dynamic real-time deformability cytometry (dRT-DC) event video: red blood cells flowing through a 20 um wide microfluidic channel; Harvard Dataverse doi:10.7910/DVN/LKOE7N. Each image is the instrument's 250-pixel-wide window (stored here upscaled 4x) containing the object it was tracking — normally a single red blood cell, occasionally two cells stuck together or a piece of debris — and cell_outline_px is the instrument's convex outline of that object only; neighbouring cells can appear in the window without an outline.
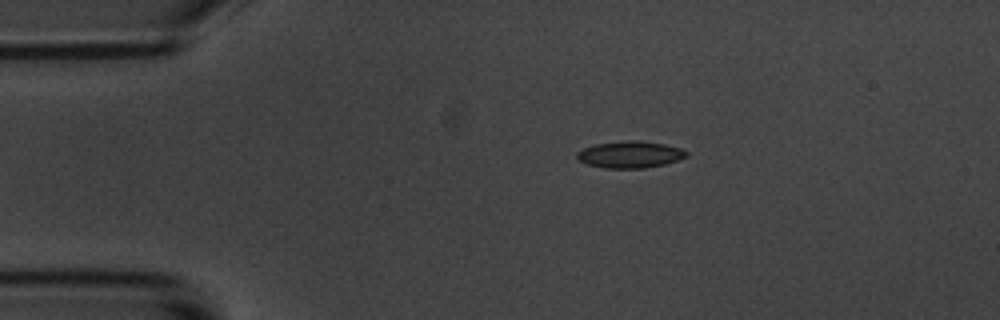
{"species": "common noctule bat (a hibernating species)", "species_latin": "Nyctalus noctula", "temperature_condition": "room temperature", "stored_images_in_passage": 46, "camera_frame_rate_fps": 3000, "um_per_image_px": 0.085, "animal": {"sex": "male", "body_mass_g": 20.1, "forearm_length_mm": 53.5}, "frame": {"image": 1, "passage_image": 1, "time_ms": 0.0, "image_size_px": [1000, 320], "cell_outline_px": [[688, 156], [664, 164], [644, 168], [604, 168], [588, 164], [580, 160], [576, 156], [576, 152], [584, 148], [596, 144], [632, 140], [640, 140], [664, 144], [680, 148], [688, 152]], "centroid_in_image_um": [53.56, 13.13], "position_along_channel_um": 31.4, "area_um2": 16.88}}
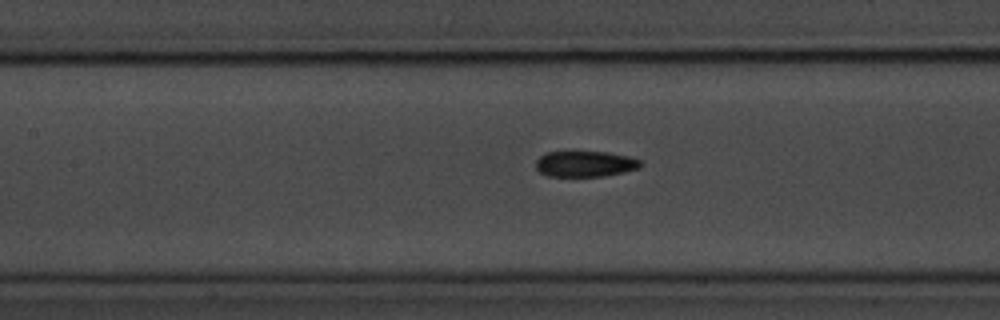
{"frame": {"image": 2, "passage_image": 15, "time_ms": 4.667, "image_size_px": [1000, 320], "cell_outline_px": [[644, 164], [640, 168], [624, 172], [604, 176], [548, 176], [540, 172], [536, 168], [536, 160], [540, 156], [548, 152], [608, 152], [628, 156], [640, 160]], "centroid_in_image_um": [49.77, 13.93], "position_along_channel_um": 157.6, "area_um2": 15.78}}
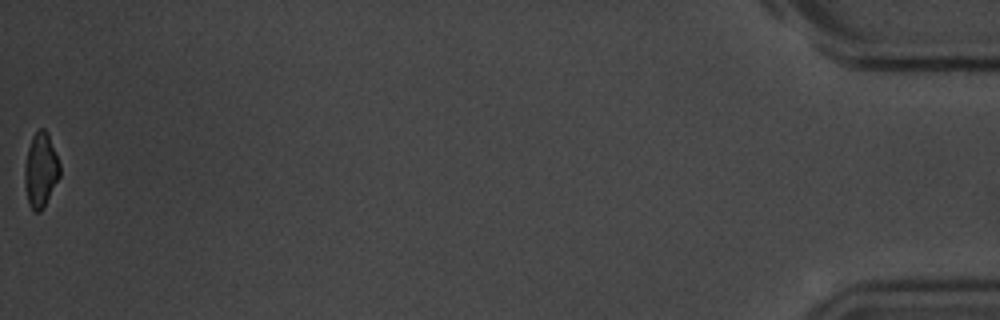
{"frame": {"image": 3, "passage_image": 46, "time_ms": 15.0, "image_size_px": [1000, 320], "cell_outline_px": [[60, 176], [44, 208], [40, 212], [36, 212], [28, 204], [24, 184], [24, 164], [28, 148], [32, 136], [40, 128], [44, 128], [48, 132], [60, 164]], "centroid_in_image_um": [3.45, 14.46], "position_along_channel_um": 431.7, "area_um2": 15.49}, "authors_computed_cell_mechanics": {"area_um2": 16.2996, "velocity_mm_per_s": 3.6253, "shape_relaxation_time_tau1_ms": 6.2512, "shape_relaxation_time_tau2_ms": 8.1175, "deformation_change_tau1": 0.153, "deformation_change_tau2": 0.1298}}